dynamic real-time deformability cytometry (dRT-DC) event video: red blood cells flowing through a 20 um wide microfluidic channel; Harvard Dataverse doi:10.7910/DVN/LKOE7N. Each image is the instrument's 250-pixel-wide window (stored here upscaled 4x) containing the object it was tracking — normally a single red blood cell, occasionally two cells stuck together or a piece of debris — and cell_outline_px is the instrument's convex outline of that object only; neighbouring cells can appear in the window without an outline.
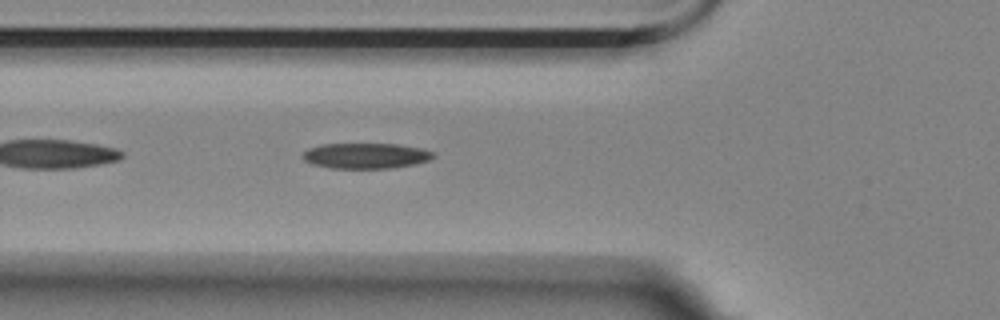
{"species": "Egyptian fruit bat (a non-hibernating species)", "species_latin": "Rousettus aegyptiacus", "temperature_condition": "room temperature", "stored_images_in_passage": 41, "camera_frame_rate_fps": 3000, "um_per_image_px": 0.085, "animal": {"sex": "female"}, "frame": {"image": 1, "passage_image": 5, "time_ms": 1.333, "image_size_px": [1000, 320], "cell_outline_px": [[436, 156], [428, 160], [416, 164], [392, 168], [332, 168], [312, 164], [304, 160], [300, 156], [308, 148], [320, 144], [396, 144], [424, 148], [436, 152]], "centroid_in_image_um": [31.12, 13.23], "position_along_channel_um": 94.7, "area_um2": 19.65}}
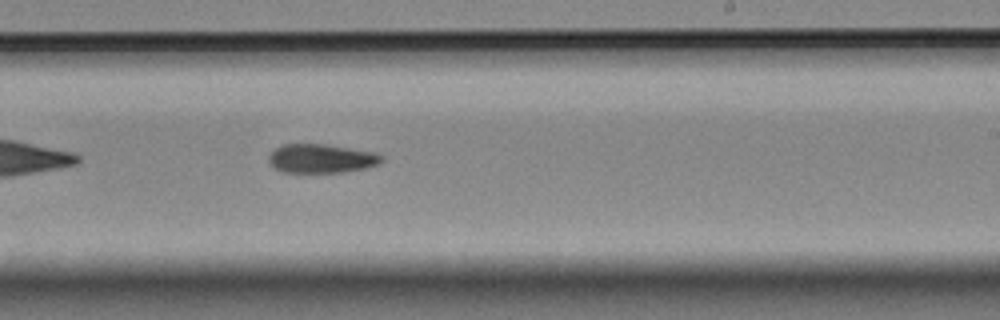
{"frame": {"image": 2, "passage_image": 19, "time_ms": 6.0, "image_size_px": [1000, 320], "cell_outline_px": [[384, 160], [380, 164], [368, 168], [344, 172], [280, 172], [272, 168], [268, 160], [268, 156], [276, 148], [284, 144], [324, 144], [372, 152], [384, 156]], "centroid_in_image_um": [27.31, 13.49], "position_along_channel_um": 261.7, "area_um2": 19.13}}
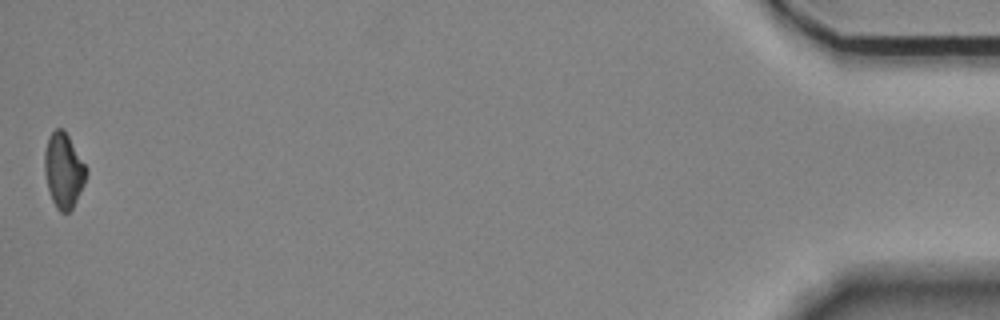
{"frame": {"image": 3, "passage_image": 41, "time_ms": 13.333, "image_size_px": [1000, 320], "cell_outline_px": [[88, 172], [84, 184], [72, 208], [68, 212], [60, 212], [56, 208], [52, 200], [48, 188], [44, 172], [44, 152], [48, 136], [56, 128], [64, 128], [88, 168]], "centroid_in_image_um": [5.41, 14.45], "position_along_channel_um": 429.8, "area_um2": 18.38}, "authors_computed_cell_mechanics": {"area_um2": 19.4208, "velocity_mm_per_s": 3.5747, "shape_relaxation_time_tau1_ms": 6.3631, "shape_relaxation_time_tau2_ms": null, "deformation_change_tau1": 0.1618, "deformation_change_tau2": null}}